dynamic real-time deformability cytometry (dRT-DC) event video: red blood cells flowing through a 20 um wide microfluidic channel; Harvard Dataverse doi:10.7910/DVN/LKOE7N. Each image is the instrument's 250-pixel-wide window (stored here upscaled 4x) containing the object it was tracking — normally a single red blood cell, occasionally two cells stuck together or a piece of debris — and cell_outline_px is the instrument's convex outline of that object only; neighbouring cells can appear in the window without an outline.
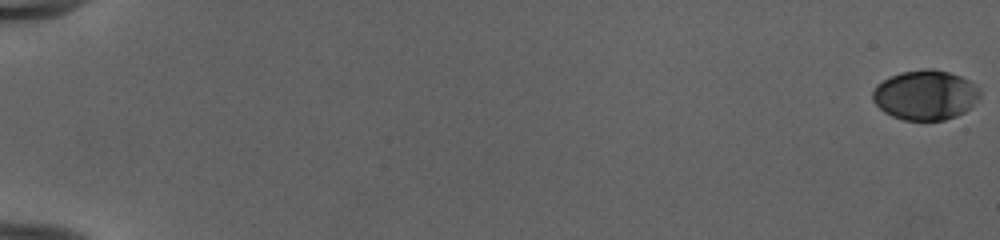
{"species": "human", "species_latin": "Homo sapiens", "temperature_condition": "cold", "stored_images_in_passage": 54, "camera_frame_rate_fps": 3000, "um_per_image_px": 0.085, "donor": {"sex": "female"}, "frame": {"image": 1, "passage_image": 1, "time_ms": 0.0, "image_size_px": [1000, 240], "cell_outline_px": [[980, 96], [964, 112], [956, 116], [944, 120], [904, 120], [892, 116], [884, 112], [872, 100], [872, 92], [876, 84], [900, 72], [924, 68], [932, 68], [948, 72], [960, 76], [976, 84], [980, 92]], "centroid_in_image_um": [78.63, 8.07], "position_along_channel_um": 6.4, "area_um2": 31.1}}
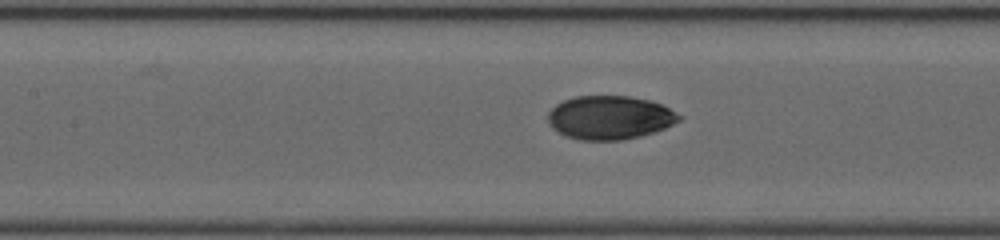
{"frame": {"image": 2, "passage_image": 28, "time_ms": 9.0, "image_size_px": [1000, 240], "cell_outline_px": [[684, 116], [680, 120], [664, 128], [652, 132], [624, 140], [580, 140], [568, 136], [552, 128], [548, 120], [548, 112], [556, 104], [564, 100], [576, 96], [632, 96], [648, 100], [660, 104]], "centroid_in_image_um": [51.83, 9.98], "position_along_channel_um": 155.6, "area_um2": 33.12}}
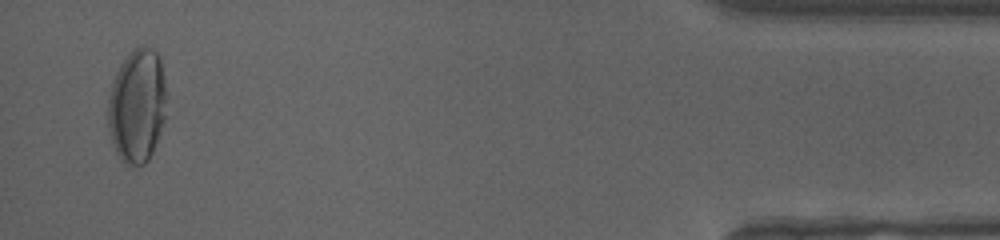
{"frame": {"image": 3, "passage_image": 53, "time_ms": 17.333, "image_size_px": [1000, 240], "cell_outline_px": [[164, 120], [160, 132], [152, 152], [148, 160], [144, 164], [132, 168], [124, 164], [120, 160], [112, 144], [108, 124], [108, 100], [112, 80], [120, 64], [128, 52], [132, 48], [140, 44], [152, 48], [160, 56], [164, 76]], "centroid_in_image_um": [11.62, 8.98], "position_along_channel_um": 423.6, "area_um2": 39.25}, "authors_computed_cell_mechanics": {"area_um2": 32.2524, "velocity_mm_per_s": 3.9993, "shape_relaxation_time_tau1_ms": 5.8346, "shape_relaxation_time_tau2_ms": null, "deformation_change_tau1": 0.2071, "deformation_change_tau2": null}}